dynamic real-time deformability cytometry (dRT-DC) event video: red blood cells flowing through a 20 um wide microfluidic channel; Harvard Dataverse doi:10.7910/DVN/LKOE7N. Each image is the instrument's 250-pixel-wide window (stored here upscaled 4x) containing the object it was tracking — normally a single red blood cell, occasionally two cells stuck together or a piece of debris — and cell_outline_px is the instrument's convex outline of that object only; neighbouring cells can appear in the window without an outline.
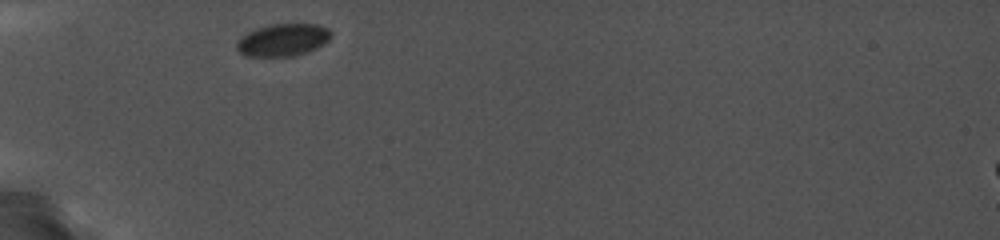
{"species": "common noctule bat (a hibernating species)", "species_latin": "Nyctalus noctula", "temperature_condition": "cold", "stored_images_in_passage": 42, "camera_frame_rate_fps": 5000, "um_per_image_px": 0.085, "animal": {"sex": "female", "body_mass_g": 19.0, "forearm_length_mm": 56.7}, "frame": {"image": 1, "passage_image": 1, "time_ms": 0.0, "image_size_px": [1000, 240], "cell_outline_px": [[332, 36], [324, 44], [316, 48], [292, 56], [244, 56], [236, 48], [236, 44], [240, 36], [256, 28], [268, 24], [316, 24], [328, 28], [332, 32]], "centroid_in_image_um": [24.03, 3.38], "position_along_channel_um": 61.0, "area_um2": 17.86}}